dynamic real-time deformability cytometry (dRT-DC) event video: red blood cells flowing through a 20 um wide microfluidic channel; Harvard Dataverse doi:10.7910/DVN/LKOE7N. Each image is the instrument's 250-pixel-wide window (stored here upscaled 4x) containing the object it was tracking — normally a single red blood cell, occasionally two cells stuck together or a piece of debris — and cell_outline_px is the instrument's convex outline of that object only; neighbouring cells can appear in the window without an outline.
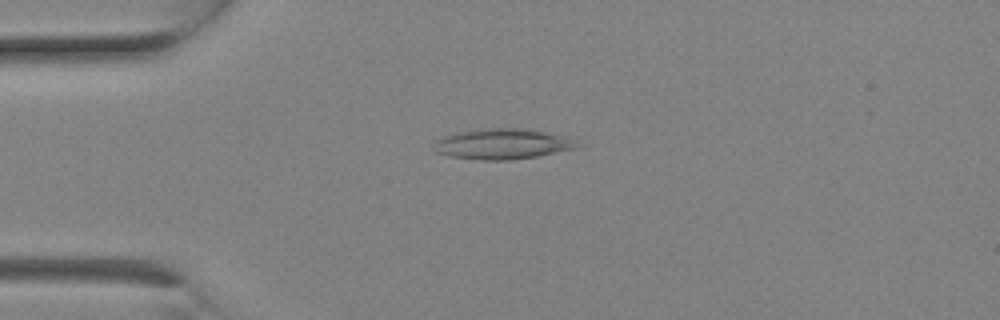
{"species": "Egyptian fruit bat (a non-hibernating species)", "species_latin": "Rousettus aegyptiacus", "temperature_condition": "room temperature", "stored_images_in_passage": 2, "camera_frame_rate_fps": 3000, "um_per_image_px": 0.085, "animal": {"sex": "female"}, "frame": {"image": 1, "passage_image": 2, "time_ms": 0.333, "image_size_px": [1000, 320], "cell_outline_px": [[580, 148], [536, 156], [508, 160], [480, 160], [448, 156], [436, 152], [432, 148], [432, 144], [436, 140], [444, 136], [460, 132], [484, 128], [524, 128], [572, 136], [580, 144]], "centroid_in_image_um": [42.77, 12.23], "position_along_channel_um": 42.2, "area_um2": 25.89}}